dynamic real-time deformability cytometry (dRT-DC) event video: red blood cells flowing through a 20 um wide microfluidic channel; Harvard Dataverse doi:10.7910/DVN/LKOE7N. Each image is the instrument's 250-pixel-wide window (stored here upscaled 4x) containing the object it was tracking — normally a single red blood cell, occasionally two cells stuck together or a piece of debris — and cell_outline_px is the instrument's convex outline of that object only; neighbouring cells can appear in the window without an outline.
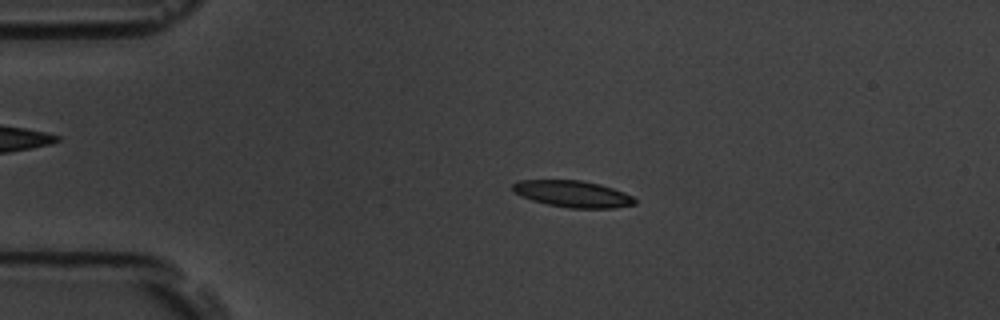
{"species": "common noctule bat (a hibernating species)", "species_latin": "Nyctalus noctula", "temperature_condition": "room temperature", "stored_images_in_passage": 55, "camera_frame_rate_fps": 3000, "um_per_image_px": 0.085, "animal": {"sex": "male", "body_mass_g": 19.5, "forearm_length_mm": 54.6}, "frame": {"image": 1, "passage_image": 12, "time_ms": 3.667, "image_size_px": [1000, 320], "cell_outline_px": [[636, 204], [612, 208], [568, 208], [548, 204], [532, 200], [516, 192], [512, 188], [512, 184], [520, 180], [580, 180], [600, 184], [624, 192], [632, 196], [636, 200]], "centroid_in_image_um": [48.72, 16.48], "position_along_channel_um": 36.3, "area_um2": 18.73}}
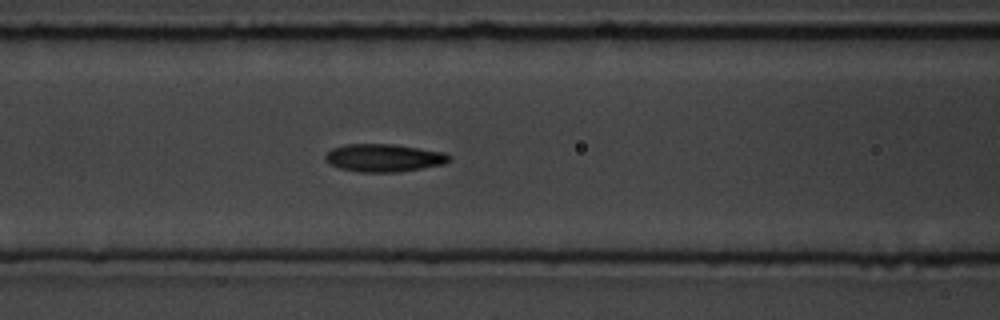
{"frame": {"image": 2, "passage_image": 23, "time_ms": 7.333, "image_size_px": [1000, 320], "cell_outline_px": [[452, 160], [444, 164], [396, 172], [360, 172], [340, 168], [324, 160], [324, 156], [332, 148], [344, 144], [396, 144], [444, 152], [452, 156]], "centroid_in_image_um": [32.65, 13.4], "position_along_channel_um": 134.0, "area_um2": 20.11}}
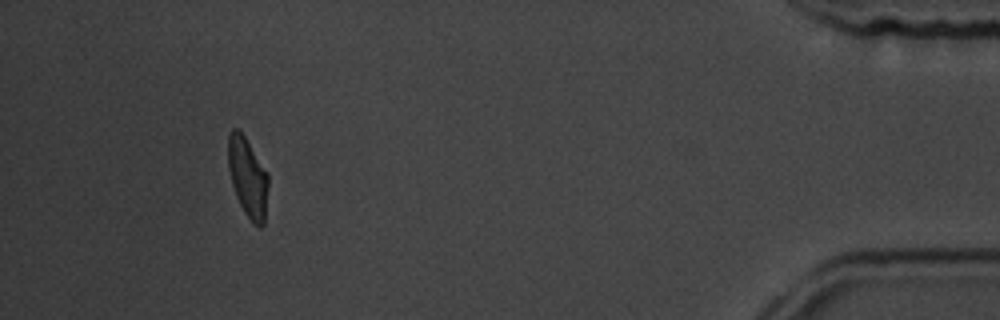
{"frame": {"image": 3, "passage_image": 51, "time_ms": 16.667, "image_size_px": [1000, 320], "cell_outline_px": [[268, 188], [264, 224], [260, 228], [244, 212], [236, 196], [232, 184], [228, 168], [228, 136], [232, 128], [236, 128], [244, 136], [268, 172]], "centroid_in_image_um": [21.06, 15.06], "position_along_channel_um": 414.1, "area_um2": 18.44}, "authors_computed_cell_mechanics": {"area_um2": 19.1896, "velocity_mm_per_s": 3.7079, "shape_relaxation_time_tau1_ms": 3.8356, "shape_relaxation_time_tau2_ms": 2.0036, "deformation_change_tau1": 0.1535, "deformation_change_tau2": 0.0649}}